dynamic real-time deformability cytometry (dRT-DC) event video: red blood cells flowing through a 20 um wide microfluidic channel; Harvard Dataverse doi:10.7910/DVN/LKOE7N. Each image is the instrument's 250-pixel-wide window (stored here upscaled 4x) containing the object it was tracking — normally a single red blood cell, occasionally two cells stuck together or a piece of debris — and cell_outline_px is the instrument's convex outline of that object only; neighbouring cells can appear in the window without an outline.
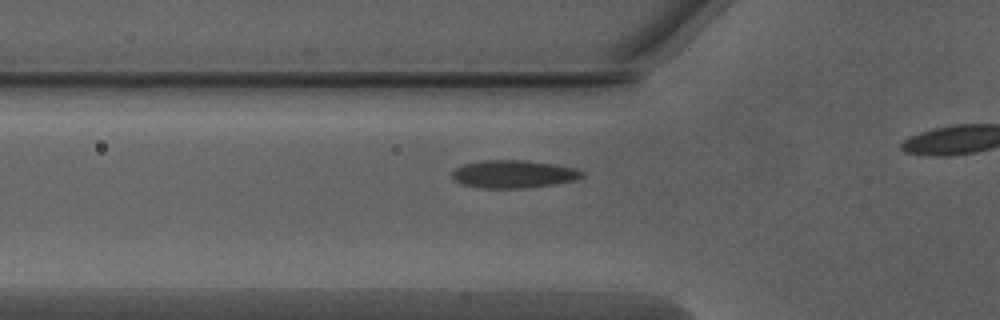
{"species": "Egyptian fruit bat (a non-hibernating species)", "species_latin": "Rousettus aegyptiacus", "temperature_condition": "warm", "stored_images_in_passage": 12, "camera_frame_rate_fps": 3000, "um_per_image_px": 0.085, "animal": {"sex": "male"}, "frame": {"image": 1, "passage_image": 4, "time_ms": 1.0, "image_size_px": [1000, 320], "cell_outline_px": [[584, 176], [576, 180], [556, 184], [524, 188], [480, 188], [460, 184], [452, 176], [452, 172], [456, 168], [464, 164], [480, 160], [524, 160], [552, 164], [576, 168], [584, 172]], "centroid_in_image_um": [43.66, 14.8], "position_along_channel_um": 82.1, "area_um2": 21.15}}
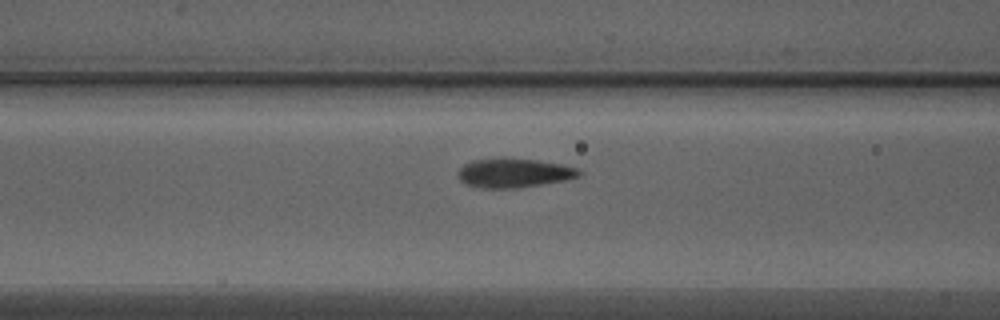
{"frame": {"image": 2, "passage_image": 7, "time_ms": 2.0, "image_size_px": [1000, 320], "cell_outline_px": [[580, 176], [564, 180], [516, 188], [484, 188], [464, 184], [460, 180], [460, 168], [464, 164], [472, 160], [504, 156], [536, 160], [560, 164], [576, 168], [580, 172]], "centroid_in_image_um": [43.64, 14.67], "position_along_channel_um": 123.0, "area_um2": 20.58}}
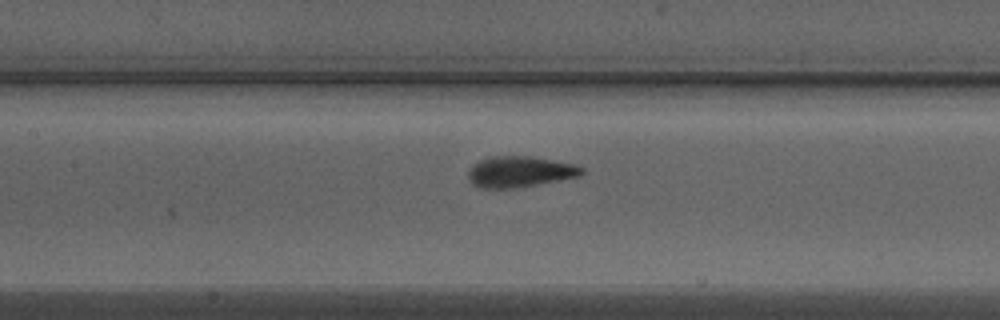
{"frame": {"image": 3, "passage_image": 10, "time_ms": 3.0, "image_size_px": [1000, 320], "cell_outline_px": [[584, 172], [580, 176], [512, 188], [480, 188], [472, 184], [468, 176], [468, 172], [480, 160], [492, 156], [528, 156], [552, 160], [572, 164], [584, 168]], "centroid_in_image_um": [44.17, 14.59], "position_along_channel_um": 163.2, "area_um2": 20.0}}